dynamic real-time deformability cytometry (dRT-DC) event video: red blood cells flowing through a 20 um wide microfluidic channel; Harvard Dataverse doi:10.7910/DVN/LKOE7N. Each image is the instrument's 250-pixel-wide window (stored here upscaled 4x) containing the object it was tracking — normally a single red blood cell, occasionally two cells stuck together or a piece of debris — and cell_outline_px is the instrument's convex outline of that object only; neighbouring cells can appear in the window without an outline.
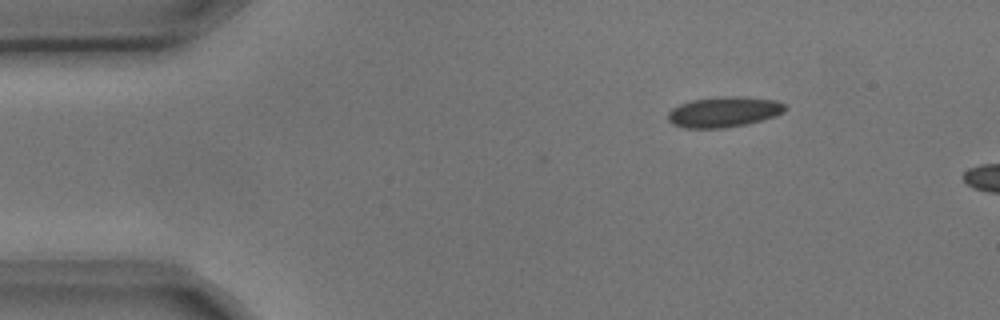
{"species": "common noctule bat (a hibernating species)", "species_latin": "Nyctalus noctula", "temperature_condition": "cold", "stored_images_in_passage": 3, "camera_frame_rate_fps": 3000, "um_per_image_px": 0.085, "animal": {"sex": "male", "body_mass_g": 17.9, "forearm_length_mm": 54.2}, "frame": {"image": 1, "passage_image": 1, "time_ms": 0.0, "image_size_px": [1000, 320], "cell_outline_px": [[788, 108], [784, 112], [776, 116], [748, 124], [724, 128], [684, 128], [672, 124], [668, 120], [668, 112], [672, 108], [680, 104], [692, 100], [724, 96], [740, 96], [776, 100], [784, 104]], "centroid_in_image_um": [61.55, 9.52], "position_along_channel_um": 23.5, "area_um2": 20.98}}